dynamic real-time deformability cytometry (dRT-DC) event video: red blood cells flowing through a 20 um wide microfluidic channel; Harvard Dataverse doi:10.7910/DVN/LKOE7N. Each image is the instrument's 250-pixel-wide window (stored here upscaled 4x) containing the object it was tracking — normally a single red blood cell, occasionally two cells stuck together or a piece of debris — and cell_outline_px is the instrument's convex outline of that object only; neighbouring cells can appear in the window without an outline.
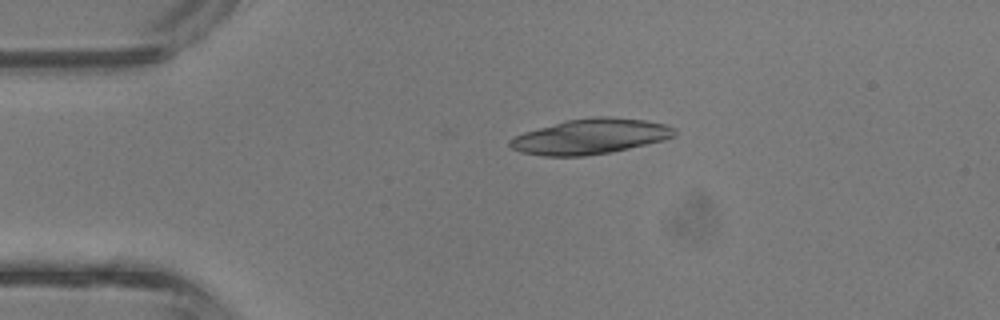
{"species": "common noctule bat (a hibernating species)", "species_latin": "Nyctalus noctula", "temperature_condition": "room temperature", "stored_images_in_passage": 3, "camera_frame_rate_fps": 3000, "um_per_image_px": 0.085, "animal": {"sex": "male", "body_mass_g": 13.3}, "frame": {"image": 1, "passage_image": 3, "time_ms": 0.667, "image_size_px": [1000, 320], "cell_outline_px": [[676, 136], [664, 140], [612, 152], [584, 156], [544, 156], [520, 152], [512, 148], [508, 144], [508, 140], [524, 132], [564, 120], [592, 116], [608, 116], [644, 120], [664, 124], [676, 128]], "centroid_in_image_um": [50.18, 11.59], "position_along_channel_um": 34.8, "area_um2": 33.99}}